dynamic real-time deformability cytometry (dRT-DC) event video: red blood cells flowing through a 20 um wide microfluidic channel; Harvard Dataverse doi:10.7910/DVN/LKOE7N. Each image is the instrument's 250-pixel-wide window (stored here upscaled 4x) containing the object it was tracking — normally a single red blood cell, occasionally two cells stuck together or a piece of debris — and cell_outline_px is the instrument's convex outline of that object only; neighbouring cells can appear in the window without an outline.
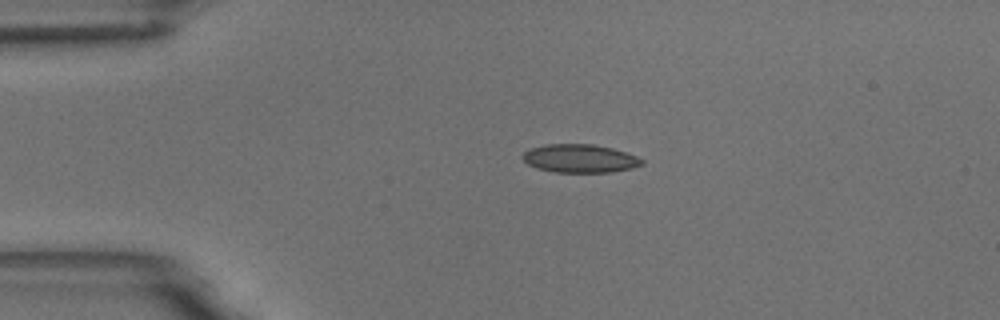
{"species": "common noctule bat (a hibernating species)", "species_latin": "Nyctalus noctula", "temperature_condition": "room temperature", "stored_images_in_passage": 2, "camera_frame_rate_fps": 3000, "um_per_image_px": 0.085, "animal": {"sex": "male", "body_mass_g": 18.8}, "frame": {"image": 1, "passage_image": 1, "time_ms": 0.0, "image_size_px": [1000, 320], "cell_outline_px": [[644, 164], [632, 168], [612, 172], [556, 172], [536, 168], [528, 164], [520, 156], [524, 152], [532, 148], [544, 144], [592, 144], [612, 148], [636, 156], [644, 160]], "centroid_in_image_um": [49.28, 13.47], "position_along_channel_um": 35.7, "area_um2": 19.65}}